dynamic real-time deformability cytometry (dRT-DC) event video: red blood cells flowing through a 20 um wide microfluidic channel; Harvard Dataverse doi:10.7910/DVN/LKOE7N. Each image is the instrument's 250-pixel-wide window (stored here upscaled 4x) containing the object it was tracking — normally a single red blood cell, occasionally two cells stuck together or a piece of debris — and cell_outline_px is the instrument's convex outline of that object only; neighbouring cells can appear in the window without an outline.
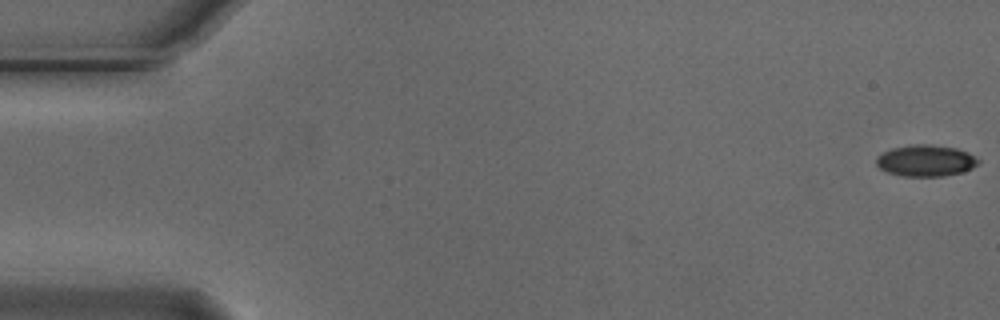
{"species": "Egyptian fruit bat (a non-hibernating species)", "species_latin": "Rousettus aegyptiacus", "temperature_condition": "cold", "stored_images_in_passage": 56, "camera_frame_rate_fps": 3000, "um_per_image_px": 0.085, "animal": {"sex": "male"}, "frame": {"image": 1, "passage_image": 1, "time_ms": 0.0, "image_size_px": [1000, 320], "cell_outline_px": [[980, 164], [964, 172], [944, 176], [904, 176], [888, 172], [880, 168], [876, 164], [876, 156], [892, 148], [912, 144], [928, 144], [956, 148], [968, 152], [980, 160]], "centroid_in_image_um": [78.72, 13.65], "position_along_channel_um": 6.3, "area_um2": 18.79}}
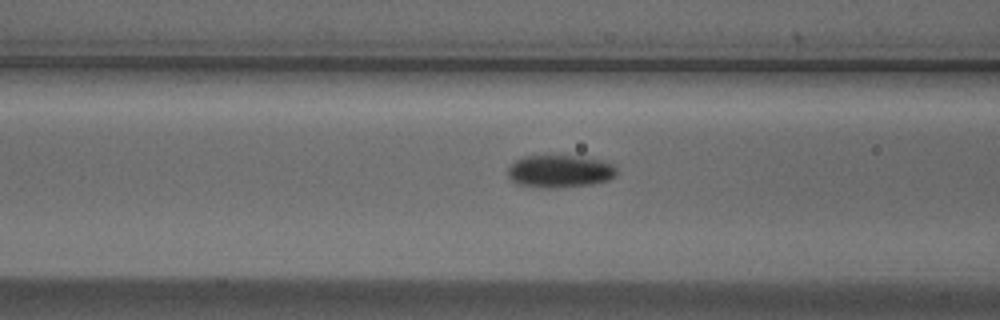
{"frame": {"image": 2, "passage_image": 22, "time_ms": 7.0, "image_size_px": [1000, 320], "cell_outline_px": [[616, 176], [608, 180], [592, 184], [552, 188], [544, 188], [516, 184], [508, 176], [508, 168], [516, 160], [524, 156], [580, 156], [600, 160], [616, 164]], "centroid_in_image_um": [47.6, 14.56], "position_along_channel_um": 119.0, "area_um2": 20.69}}
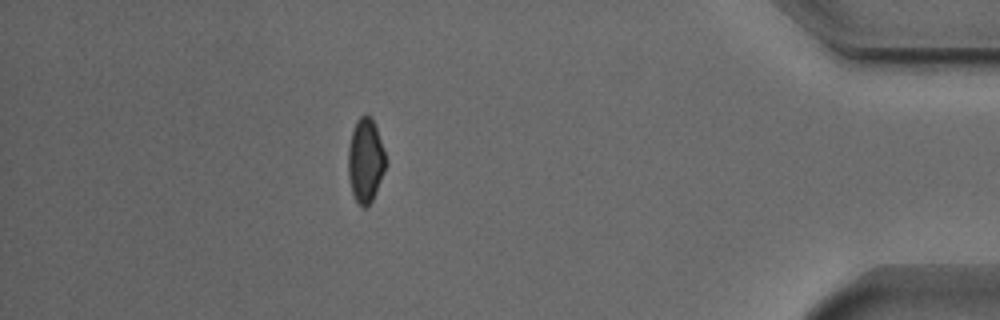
{"frame": {"image": 3, "passage_image": 49, "time_ms": 16.0, "image_size_px": [1000, 320], "cell_outline_px": [[384, 168], [380, 180], [372, 200], [364, 208], [356, 200], [352, 192], [348, 176], [348, 148], [352, 132], [356, 120], [360, 116], [372, 116], [384, 152]], "centroid_in_image_um": [31.03, 13.62], "position_along_channel_um": 404.2, "area_um2": 17.8}, "authors_computed_cell_mechanics": {"area_um2": 19.0162, "velocity_mm_per_s": 3.7167, "shape_relaxation_time_tau1_ms": 3.5252, "shape_relaxation_time_tau2_ms": 6.5422, "deformation_change_tau1": 0.1026, "deformation_change_tau2": 0.0847}}